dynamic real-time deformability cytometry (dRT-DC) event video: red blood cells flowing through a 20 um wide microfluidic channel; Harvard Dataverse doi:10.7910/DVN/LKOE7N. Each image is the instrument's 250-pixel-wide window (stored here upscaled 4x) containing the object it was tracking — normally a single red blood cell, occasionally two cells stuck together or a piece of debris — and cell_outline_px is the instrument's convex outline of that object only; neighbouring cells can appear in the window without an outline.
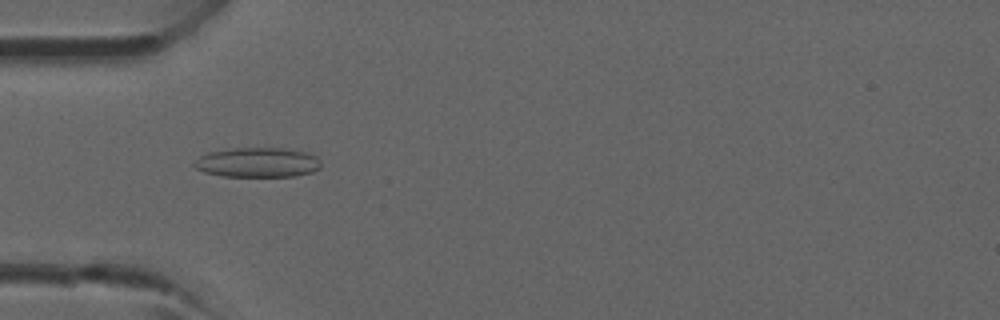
{"species": "common noctule bat (a hibernating species)", "species_latin": "Nyctalus noctula", "temperature_condition": "room temperature", "stored_images_in_passage": 42, "camera_frame_rate_fps": 3000, "um_per_image_px": 0.085, "animal": {"sex": "male", "forearm_length_mm": 52.5}, "frame": {"image": 1, "passage_image": 13, "time_ms": 4.0, "image_size_px": [1000, 320], "cell_outline_px": [[320, 168], [312, 172], [296, 176], [220, 176], [204, 172], [196, 168], [192, 164], [200, 156], [208, 152], [232, 148], [284, 148], [304, 152], [316, 156], [320, 160]], "centroid_in_image_um": [21.88, 13.81], "position_along_channel_um": 63.1, "area_um2": 21.96}}
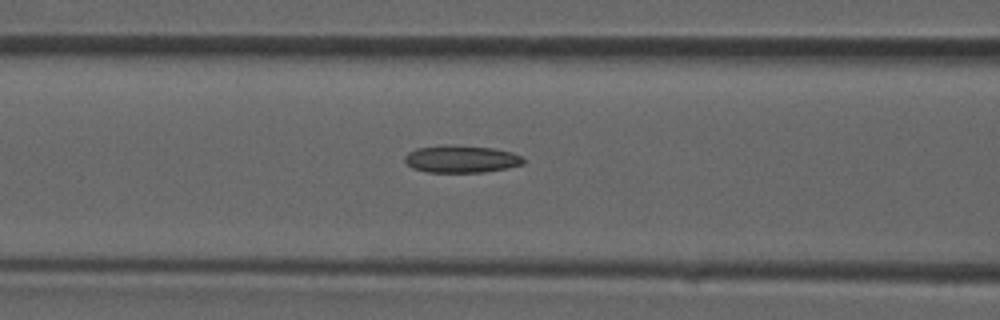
{"frame": {"image": 2, "passage_image": 17, "time_ms": 5.333, "image_size_px": [1000, 320], "cell_outline_px": [[524, 164], [484, 172], [428, 172], [412, 168], [404, 160], [404, 156], [408, 152], [416, 148], [444, 144], [452, 144], [492, 148], [512, 152], [520, 156], [524, 160]], "centroid_in_image_um": [39.16, 13.5], "position_along_channel_um": 127.4, "area_um2": 18.96}}
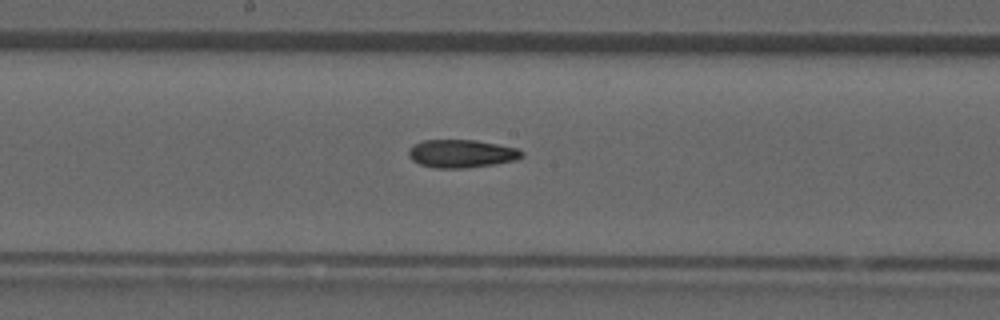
{"frame": {"image": 3, "passage_image": 22, "time_ms": 7.0, "image_size_px": [1000, 320], "cell_outline_px": [[524, 156], [516, 160], [496, 164], [468, 168], [436, 168], [420, 164], [412, 160], [408, 156], [408, 148], [424, 140], [476, 140], [520, 148], [524, 152]], "centroid_in_image_um": [39.27, 13.06], "position_along_channel_um": 208.9, "area_um2": 18.73}}